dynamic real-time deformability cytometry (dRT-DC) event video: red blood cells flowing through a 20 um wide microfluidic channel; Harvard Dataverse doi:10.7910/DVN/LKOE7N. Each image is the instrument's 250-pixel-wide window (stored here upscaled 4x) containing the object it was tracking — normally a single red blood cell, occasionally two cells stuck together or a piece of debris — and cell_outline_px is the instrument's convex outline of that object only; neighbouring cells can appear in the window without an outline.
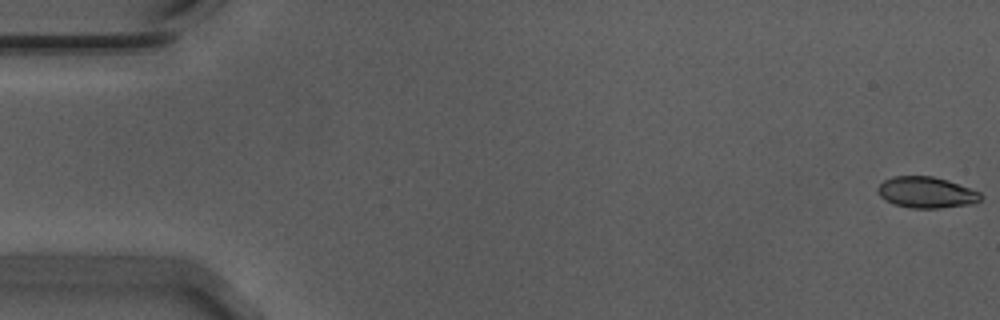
{"species": "Egyptian fruit bat (a non-hibernating species)", "species_latin": "Rousettus aegyptiacus", "temperature_condition": "warm", "stored_images_in_passage": 48, "camera_frame_rate_fps": 3000, "um_per_image_px": 0.085, "animal": {"sex": "male"}, "frame": {"image": 1, "passage_image": 1, "time_ms": 0.0, "image_size_px": [1000, 320], "cell_outline_px": [[984, 196], [980, 200], [972, 204], [940, 208], [912, 208], [896, 204], [884, 200], [876, 192], [876, 188], [884, 180], [892, 176], [932, 176], [948, 180], [980, 192]], "centroid_in_image_um": [78.73, 16.35], "position_along_channel_um": 6.3, "area_um2": 18.79}}
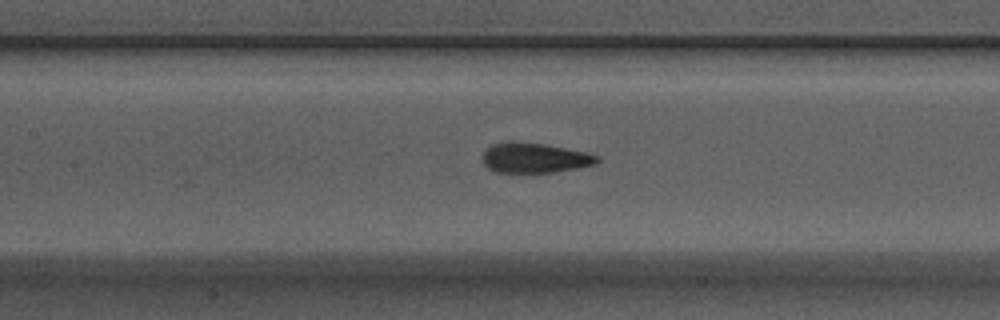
{"frame": {"image": 2, "passage_image": 26, "time_ms": 8.333, "image_size_px": [1000, 320], "cell_outline_px": [[600, 160], [596, 164], [576, 168], [552, 172], [496, 172], [488, 168], [484, 164], [484, 148], [492, 144], [508, 140], [516, 140], [544, 144], [588, 152], [600, 156]], "centroid_in_image_um": [45.44, 13.39], "position_along_channel_um": 162.0, "area_um2": 20.29}}
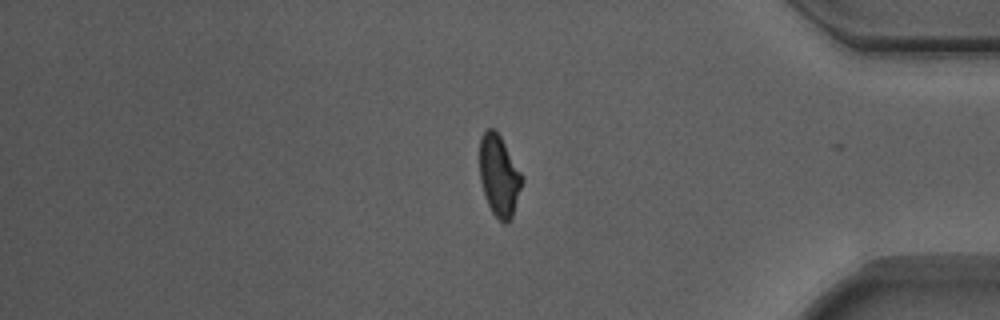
{"frame": {"image": 3, "passage_image": 47, "time_ms": 15.333, "image_size_px": [1000, 320], "cell_outline_px": [[524, 180], [512, 216], [508, 224], [504, 224], [492, 212], [488, 204], [480, 180], [480, 136], [488, 128], [492, 128], [500, 136], [524, 176]], "centroid_in_image_um": [42.44, 14.94], "position_along_channel_um": 392.8, "area_um2": 20.0}, "authors_computed_cell_mechanics": {"area_um2": 19.9988, "velocity_mm_per_s": 3.7076, "shape_relaxation_time_tau1_ms": 4.6319, "shape_relaxation_time_tau2_ms": 1.0396, "deformation_change_tau1": 0.1724, "deformation_change_tau2": 0.0755}}